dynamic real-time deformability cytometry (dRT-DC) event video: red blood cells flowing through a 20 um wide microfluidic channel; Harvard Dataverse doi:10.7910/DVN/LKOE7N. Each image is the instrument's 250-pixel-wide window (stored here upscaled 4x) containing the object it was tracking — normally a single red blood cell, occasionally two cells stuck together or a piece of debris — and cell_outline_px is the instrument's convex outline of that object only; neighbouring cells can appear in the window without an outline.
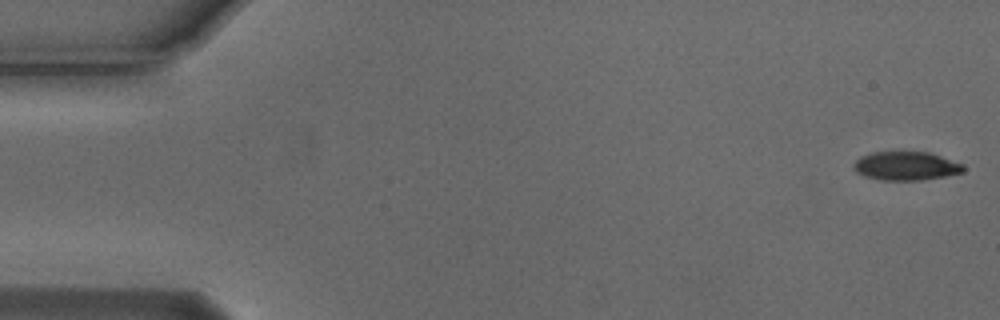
{"species": "Egyptian fruit bat (a non-hibernating species)", "species_latin": "Rousettus aegyptiacus", "temperature_condition": "cold", "stored_images_in_passage": 55, "camera_frame_rate_fps": 3000, "um_per_image_px": 0.085, "animal": {"sex": "male"}, "frame": {"image": 1, "passage_image": 1, "time_ms": 0.0, "image_size_px": [1000, 320], "cell_outline_px": [[964, 172], [944, 176], [920, 180], [880, 180], [864, 176], [856, 172], [852, 168], [852, 164], [860, 156], [872, 152], [928, 152], [964, 164]], "centroid_in_image_um": [76.97, 14.11], "position_along_channel_um": 8.0, "area_um2": 18.38}}
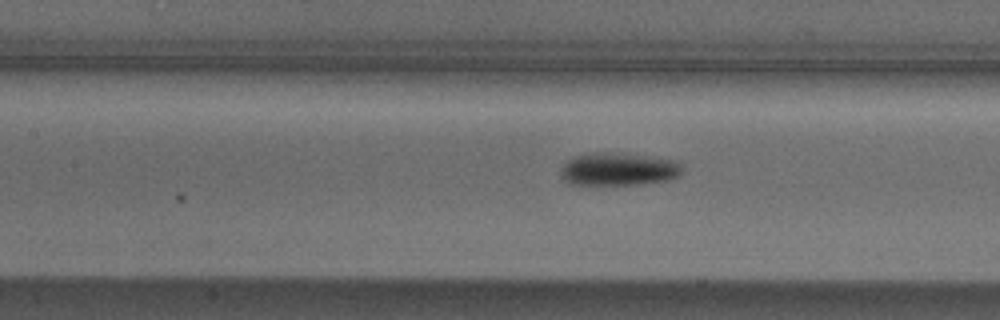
{"frame": {"image": 2, "passage_image": 24, "time_ms": 7.667, "image_size_px": [1000, 320], "cell_outline_px": [[680, 176], [668, 180], [632, 184], [564, 184], [560, 176], [560, 172], [564, 164], [568, 160], [576, 156], [592, 152], [608, 152], [648, 156], [676, 160], [680, 164]], "centroid_in_image_um": [52.52, 14.38], "position_along_channel_um": 154.9, "area_um2": 23.18}}
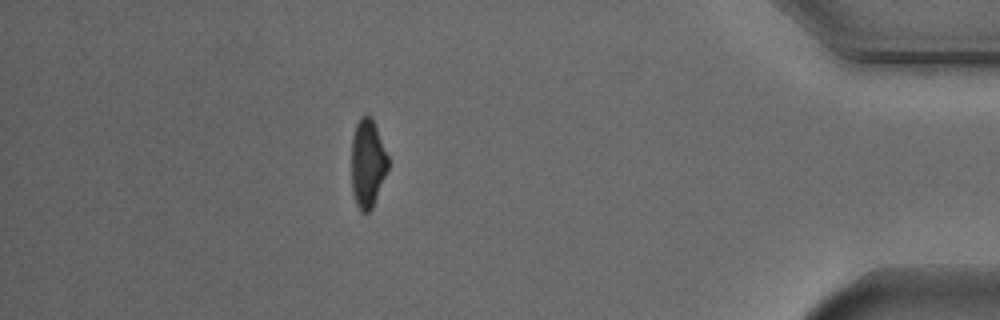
{"frame": {"image": 3, "passage_image": 48, "time_ms": 15.667, "image_size_px": [1000, 320], "cell_outline_px": [[388, 168], [372, 208], [368, 212], [360, 212], [356, 204], [352, 192], [352, 136], [356, 124], [360, 116], [372, 116], [388, 156]], "centroid_in_image_um": [31.24, 13.87], "position_along_channel_um": 404.0, "area_um2": 18.79}, "authors_computed_cell_mechanics": {"area_um2": 20.3456, "velocity_mm_per_s": 3.7305, "shape_relaxation_time_tau1_ms": 3.1051, "shape_relaxation_time_tau2_ms": null, "deformation_change_tau1": 0.1279, "deformation_change_tau2": null}}